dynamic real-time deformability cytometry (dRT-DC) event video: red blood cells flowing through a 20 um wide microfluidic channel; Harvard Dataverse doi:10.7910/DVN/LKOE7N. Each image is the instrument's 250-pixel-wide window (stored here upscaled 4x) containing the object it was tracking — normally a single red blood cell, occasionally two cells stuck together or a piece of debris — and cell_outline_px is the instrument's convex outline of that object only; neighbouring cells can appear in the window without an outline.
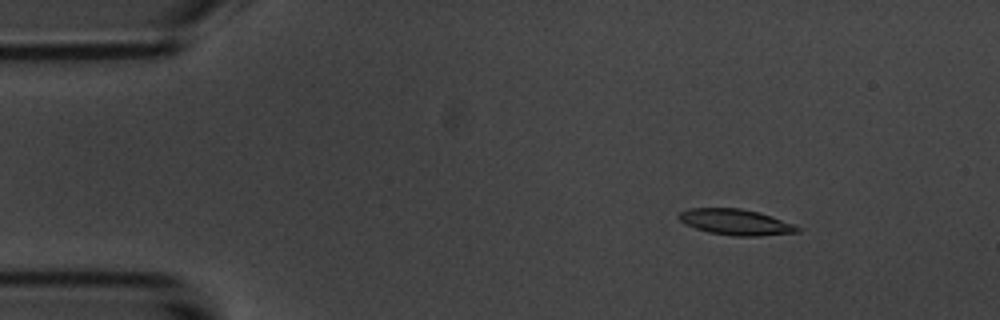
{"species": "common noctule bat (a hibernating species)", "species_latin": "Nyctalus noctula", "temperature_condition": "room temperature", "stored_images_in_passage": 6, "camera_frame_rate_fps": 3000, "um_per_image_px": 0.085, "animal": {"sex": "male", "body_mass_g": 20.1, "forearm_length_mm": 53.5}, "frame": {"image": 1, "passage_image": 3, "time_ms": 2.333, "image_size_px": [1000, 320], "cell_outline_px": [[804, 228], [800, 232], [760, 236], [736, 236], [708, 232], [696, 228], [680, 220], [676, 216], [680, 212], [688, 208], [740, 208], [760, 212], [796, 224]], "centroid_in_image_um": [62.62, 18.87], "position_along_channel_um": 22.4, "area_um2": 18.09}}